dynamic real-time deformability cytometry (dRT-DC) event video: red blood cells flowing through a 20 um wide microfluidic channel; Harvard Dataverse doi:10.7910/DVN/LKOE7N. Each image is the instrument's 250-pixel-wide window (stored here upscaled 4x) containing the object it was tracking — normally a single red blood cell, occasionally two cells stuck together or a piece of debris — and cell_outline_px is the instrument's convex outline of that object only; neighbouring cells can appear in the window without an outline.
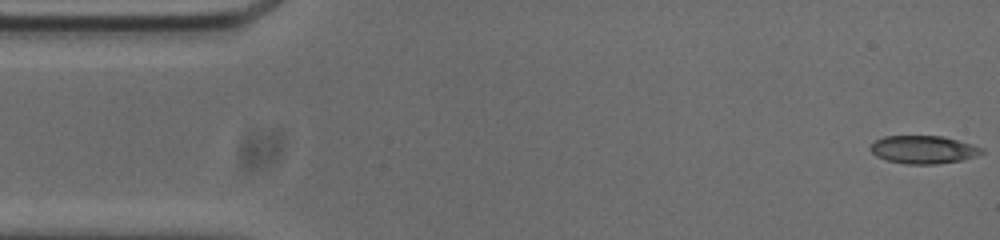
{"species": "common noctule bat (a hibernating species)", "species_latin": "Nyctalus noctula", "temperature_condition": "cold", "stored_images_in_passage": 53, "camera_frame_rate_fps": 3000, "um_per_image_px": 0.085, "animal": {"sex": "male", "body_mass_g": 20.0, "forearm_length_mm": 53.3}, "frame": {"image": 1, "passage_image": 1, "time_ms": 0.0, "image_size_px": [1000, 240], "cell_outline_px": [[984, 152], [976, 156], [964, 160], [936, 164], [904, 164], [888, 160], [876, 156], [868, 148], [876, 140], [884, 136], [940, 136], [972, 144], [984, 148]], "centroid_in_image_um": [78.5, 12.72], "position_along_channel_um": 6.5, "area_um2": 18.15}}
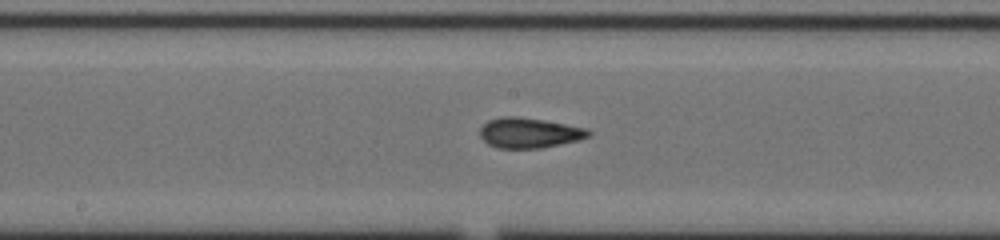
{"frame": {"image": 2, "passage_image": 26, "time_ms": 8.333, "image_size_px": [1000, 240], "cell_outline_px": [[592, 136], [580, 140], [540, 148], [496, 148], [488, 144], [480, 136], [480, 128], [488, 120], [500, 116], [520, 116], [544, 120], [588, 128], [592, 132]], "centroid_in_image_um": [45.01, 11.28], "position_along_channel_um": 203.2, "area_um2": 19.36}}
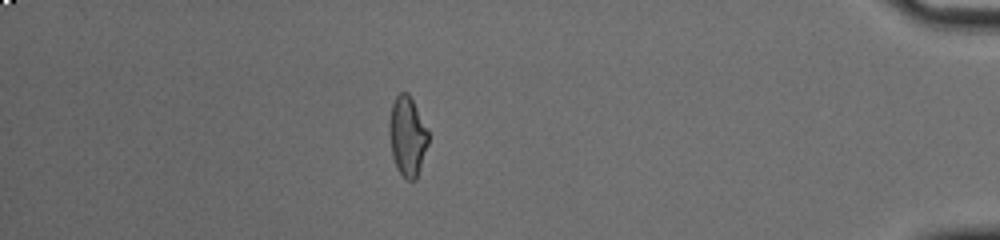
{"frame": {"image": 3, "passage_image": 46, "time_ms": 15.0, "image_size_px": [1000, 240], "cell_outline_px": [[428, 144], [416, 180], [408, 180], [396, 168], [392, 156], [388, 132], [388, 124], [392, 104], [396, 96], [400, 92], [408, 92], [428, 128]], "centroid_in_image_um": [34.62, 11.56], "position_along_channel_um": 400.6, "area_um2": 18.26}, "authors_computed_cell_mechanics": {"area_um2": 18.496, "velocity_mm_per_s": 3.7571, "shape_relaxation_time_tau1_ms": 8.3858, "shape_relaxation_time_tau2_ms": 1.9462, "deformation_change_tau1": 0.2178, "deformation_change_tau2": 0.1023}}